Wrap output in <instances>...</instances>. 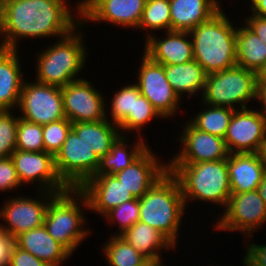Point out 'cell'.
Here are the masks:
<instances>
[{
  "instance_id": "cell-1",
  "label": "cell",
  "mask_w": 266,
  "mask_h": 266,
  "mask_svg": "<svg viewBox=\"0 0 266 266\" xmlns=\"http://www.w3.org/2000/svg\"><path fill=\"white\" fill-rule=\"evenodd\" d=\"M68 7L65 0H3L0 34L5 38L0 47L16 50V41L22 37L68 35L83 23L82 19L77 23Z\"/></svg>"
},
{
  "instance_id": "cell-2",
  "label": "cell",
  "mask_w": 266,
  "mask_h": 266,
  "mask_svg": "<svg viewBox=\"0 0 266 266\" xmlns=\"http://www.w3.org/2000/svg\"><path fill=\"white\" fill-rule=\"evenodd\" d=\"M236 32L221 9L189 31L193 57L207 74L236 66Z\"/></svg>"
},
{
  "instance_id": "cell-3",
  "label": "cell",
  "mask_w": 266,
  "mask_h": 266,
  "mask_svg": "<svg viewBox=\"0 0 266 266\" xmlns=\"http://www.w3.org/2000/svg\"><path fill=\"white\" fill-rule=\"evenodd\" d=\"M168 170L177 178L183 199L227 205L231 186L227 159L201 163H167Z\"/></svg>"
},
{
  "instance_id": "cell-4",
  "label": "cell",
  "mask_w": 266,
  "mask_h": 266,
  "mask_svg": "<svg viewBox=\"0 0 266 266\" xmlns=\"http://www.w3.org/2000/svg\"><path fill=\"white\" fill-rule=\"evenodd\" d=\"M139 221L164 234L174 245L185 201L177 178L168 170L139 198Z\"/></svg>"
},
{
  "instance_id": "cell-5",
  "label": "cell",
  "mask_w": 266,
  "mask_h": 266,
  "mask_svg": "<svg viewBox=\"0 0 266 266\" xmlns=\"http://www.w3.org/2000/svg\"><path fill=\"white\" fill-rule=\"evenodd\" d=\"M44 192V197L47 198L48 196V198L43 197L42 200L45 199L49 202L44 226L53 239L72 254L89 234L88 230L82 228L83 223H85V216L81 212L80 202H76L77 199H81V190L79 188H68L61 193ZM74 194L75 196H73Z\"/></svg>"
},
{
  "instance_id": "cell-6",
  "label": "cell",
  "mask_w": 266,
  "mask_h": 266,
  "mask_svg": "<svg viewBox=\"0 0 266 266\" xmlns=\"http://www.w3.org/2000/svg\"><path fill=\"white\" fill-rule=\"evenodd\" d=\"M81 36V33L78 34L73 29L68 35L60 38L61 41L38 55L37 82L62 88L68 83L80 80L75 76L79 75L78 72L86 60V48Z\"/></svg>"
},
{
  "instance_id": "cell-7",
  "label": "cell",
  "mask_w": 266,
  "mask_h": 266,
  "mask_svg": "<svg viewBox=\"0 0 266 266\" xmlns=\"http://www.w3.org/2000/svg\"><path fill=\"white\" fill-rule=\"evenodd\" d=\"M256 73L243 67L232 68L207 74L202 101L208 106L246 109L250 99L256 100ZM245 103V104H244Z\"/></svg>"
},
{
  "instance_id": "cell-8",
  "label": "cell",
  "mask_w": 266,
  "mask_h": 266,
  "mask_svg": "<svg viewBox=\"0 0 266 266\" xmlns=\"http://www.w3.org/2000/svg\"><path fill=\"white\" fill-rule=\"evenodd\" d=\"M54 158L57 174L68 188H80L96 174L100 164L94 151L72 128Z\"/></svg>"
},
{
  "instance_id": "cell-9",
  "label": "cell",
  "mask_w": 266,
  "mask_h": 266,
  "mask_svg": "<svg viewBox=\"0 0 266 266\" xmlns=\"http://www.w3.org/2000/svg\"><path fill=\"white\" fill-rule=\"evenodd\" d=\"M35 82H23L18 105L23 114L20 118L40 125L66 118L61 88Z\"/></svg>"
},
{
  "instance_id": "cell-10",
  "label": "cell",
  "mask_w": 266,
  "mask_h": 266,
  "mask_svg": "<svg viewBox=\"0 0 266 266\" xmlns=\"http://www.w3.org/2000/svg\"><path fill=\"white\" fill-rule=\"evenodd\" d=\"M224 140L230 154L259 152L266 140L265 112L236 109Z\"/></svg>"
},
{
  "instance_id": "cell-11",
  "label": "cell",
  "mask_w": 266,
  "mask_h": 266,
  "mask_svg": "<svg viewBox=\"0 0 266 266\" xmlns=\"http://www.w3.org/2000/svg\"><path fill=\"white\" fill-rule=\"evenodd\" d=\"M226 208L216 224L218 230H239L252 235V231H256L266 221V205L257 190L232 193Z\"/></svg>"
},
{
  "instance_id": "cell-12",
  "label": "cell",
  "mask_w": 266,
  "mask_h": 266,
  "mask_svg": "<svg viewBox=\"0 0 266 266\" xmlns=\"http://www.w3.org/2000/svg\"><path fill=\"white\" fill-rule=\"evenodd\" d=\"M61 93L63 111L65 117L71 123L95 122L107 119L106 105L102 94L85 79L68 83L61 88Z\"/></svg>"
},
{
  "instance_id": "cell-13",
  "label": "cell",
  "mask_w": 266,
  "mask_h": 266,
  "mask_svg": "<svg viewBox=\"0 0 266 266\" xmlns=\"http://www.w3.org/2000/svg\"><path fill=\"white\" fill-rule=\"evenodd\" d=\"M142 58V64L138 71L139 82L136 85L152 106L164 118H169L170 115L176 113L181 99L167 81L164 65L153 62L145 54Z\"/></svg>"
},
{
  "instance_id": "cell-14",
  "label": "cell",
  "mask_w": 266,
  "mask_h": 266,
  "mask_svg": "<svg viewBox=\"0 0 266 266\" xmlns=\"http://www.w3.org/2000/svg\"><path fill=\"white\" fill-rule=\"evenodd\" d=\"M20 183L38 181L47 192L61 193L68 187L59 178L55 158L45 151L30 152L15 150L11 154ZM47 189V190H46Z\"/></svg>"
},
{
  "instance_id": "cell-15",
  "label": "cell",
  "mask_w": 266,
  "mask_h": 266,
  "mask_svg": "<svg viewBox=\"0 0 266 266\" xmlns=\"http://www.w3.org/2000/svg\"><path fill=\"white\" fill-rule=\"evenodd\" d=\"M180 142L182 150L170 160V163L217 161L227 159L230 154L224 138L198 130L189 122L184 127Z\"/></svg>"
},
{
  "instance_id": "cell-16",
  "label": "cell",
  "mask_w": 266,
  "mask_h": 266,
  "mask_svg": "<svg viewBox=\"0 0 266 266\" xmlns=\"http://www.w3.org/2000/svg\"><path fill=\"white\" fill-rule=\"evenodd\" d=\"M84 206L101 214H106L120 204L135 199L115 175H94L80 188Z\"/></svg>"
},
{
  "instance_id": "cell-17",
  "label": "cell",
  "mask_w": 266,
  "mask_h": 266,
  "mask_svg": "<svg viewBox=\"0 0 266 266\" xmlns=\"http://www.w3.org/2000/svg\"><path fill=\"white\" fill-rule=\"evenodd\" d=\"M37 200L26 197L10 199L0 211V216L9 227L0 225V228L15 239L24 232L44 225L49 203Z\"/></svg>"
},
{
  "instance_id": "cell-18",
  "label": "cell",
  "mask_w": 266,
  "mask_h": 266,
  "mask_svg": "<svg viewBox=\"0 0 266 266\" xmlns=\"http://www.w3.org/2000/svg\"><path fill=\"white\" fill-rule=\"evenodd\" d=\"M168 171L149 148L130 166L114 174L135 198H141Z\"/></svg>"
},
{
  "instance_id": "cell-19",
  "label": "cell",
  "mask_w": 266,
  "mask_h": 266,
  "mask_svg": "<svg viewBox=\"0 0 266 266\" xmlns=\"http://www.w3.org/2000/svg\"><path fill=\"white\" fill-rule=\"evenodd\" d=\"M167 36L161 40L149 35L144 54L162 65L184 64L194 59L192 38L186 39L189 31H168Z\"/></svg>"
},
{
  "instance_id": "cell-20",
  "label": "cell",
  "mask_w": 266,
  "mask_h": 266,
  "mask_svg": "<svg viewBox=\"0 0 266 266\" xmlns=\"http://www.w3.org/2000/svg\"><path fill=\"white\" fill-rule=\"evenodd\" d=\"M227 166L234 194L257 190L266 174L259 152L229 154Z\"/></svg>"
},
{
  "instance_id": "cell-21",
  "label": "cell",
  "mask_w": 266,
  "mask_h": 266,
  "mask_svg": "<svg viewBox=\"0 0 266 266\" xmlns=\"http://www.w3.org/2000/svg\"><path fill=\"white\" fill-rule=\"evenodd\" d=\"M146 0H101L82 19L137 28ZM88 19V20H87Z\"/></svg>"
},
{
  "instance_id": "cell-22",
  "label": "cell",
  "mask_w": 266,
  "mask_h": 266,
  "mask_svg": "<svg viewBox=\"0 0 266 266\" xmlns=\"http://www.w3.org/2000/svg\"><path fill=\"white\" fill-rule=\"evenodd\" d=\"M15 244L48 266H59L71 253L53 239L44 225L24 232L15 238Z\"/></svg>"
},
{
  "instance_id": "cell-23",
  "label": "cell",
  "mask_w": 266,
  "mask_h": 266,
  "mask_svg": "<svg viewBox=\"0 0 266 266\" xmlns=\"http://www.w3.org/2000/svg\"><path fill=\"white\" fill-rule=\"evenodd\" d=\"M171 31H190L221 8L216 0H169Z\"/></svg>"
},
{
  "instance_id": "cell-24",
  "label": "cell",
  "mask_w": 266,
  "mask_h": 266,
  "mask_svg": "<svg viewBox=\"0 0 266 266\" xmlns=\"http://www.w3.org/2000/svg\"><path fill=\"white\" fill-rule=\"evenodd\" d=\"M17 52L18 49L0 47V110L19 105L24 79Z\"/></svg>"
},
{
  "instance_id": "cell-25",
  "label": "cell",
  "mask_w": 266,
  "mask_h": 266,
  "mask_svg": "<svg viewBox=\"0 0 266 266\" xmlns=\"http://www.w3.org/2000/svg\"><path fill=\"white\" fill-rule=\"evenodd\" d=\"M120 236L158 266H165L161 263V254H158V250L163 247L172 249L175 246L164 234L141 221L125 230Z\"/></svg>"
},
{
  "instance_id": "cell-26",
  "label": "cell",
  "mask_w": 266,
  "mask_h": 266,
  "mask_svg": "<svg viewBox=\"0 0 266 266\" xmlns=\"http://www.w3.org/2000/svg\"><path fill=\"white\" fill-rule=\"evenodd\" d=\"M72 129L97 155L99 159L105 156L112 144L121 135L116 131L119 127L108 119L95 122H75Z\"/></svg>"
},
{
  "instance_id": "cell-27",
  "label": "cell",
  "mask_w": 266,
  "mask_h": 266,
  "mask_svg": "<svg viewBox=\"0 0 266 266\" xmlns=\"http://www.w3.org/2000/svg\"><path fill=\"white\" fill-rule=\"evenodd\" d=\"M164 70L167 81L180 99L184 92L190 98L204 89L207 73L195 59L184 64L164 65Z\"/></svg>"
},
{
  "instance_id": "cell-28",
  "label": "cell",
  "mask_w": 266,
  "mask_h": 266,
  "mask_svg": "<svg viewBox=\"0 0 266 266\" xmlns=\"http://www.w3.org/2000/svg\"><path fill=\"white\" fill-rule=\"evenodd\" d=\"M266 63V44L247 25L236 32V65L255 73Z\"/></svg>"
},
{
  "instance_id": "cell-29",
  "label": "cell",
  "mask_w": 266,
  "mask_h": 266,
  "mask_svg": "<svg viewBox=\"0 0 266 266\" xmlns=\"http://www.w3.org/2000/svg\"><path fill=\"white\" fill-rule=\"evenodd\" d=\"M125 140L127 139H125L122 133L112 144L111 150L100 159V164L95 175H114L130 166L148 149V146L140 137L135 146L133 145V148H131V150H133L127 151V146L129 145L126 144ZM125 145L127 146L125 147Z\"/></svg>"
},
{
  "instance_id": "cell-30",
  "label": "cell",
  "mask_w": 266,
  "mask_h": 266,
  "mask_svg": "<svg viewBox=\"0 0 266 266\" xmlns=\"http://www.w3.org/2000/svg\"><path fill=\"white\" fill-rule=\"evenodd\" d=\"M235 110L229 107L210 105L189 123L198 130L224 138Z\"/></svg>"
},
{
  "instance_id": "cell-31",
  "label": "cell",
  "mask_w": 266,
  "mask_h": 266,
  "mask_svg": "<svg viewBox=\"0 0 266 266\" xmlns=\"http://www.w3.org/2000/svg\"><path fill=\"white\" fill-rule=\"evenodd\" d=\"M103 251L111 266H145L149 260L120 235L110 238Z\"/></svg>"
},
{
  "instance_id": "cell-32",
  "label": "cell",
  "mask_w": 266,
  "mask_h": 266,
  "mask_svg": "<svg viewBox=\"0 0 266 266\" xmlns=\"http://www.w3.org/2000/svg\"><path fill=\"white\" fill-rule=\"evenodd\" d=\"M138 28L159 30L166 28L171 31V16L169 0H146L143 15Z\"/></svg>"
},
{
  "instance_id": "cell-33",
  "label": "cell",
  "mask_w": 266,
  "mask_h": 266,
  "mask_svg": "<svg viewBox=\"0 0 266 266\" xmlns=\"http://www.w3.org/2000/svg\"><path fill=\"white\" fill-rule=\"evenodd\" d=\"M163 116L156 110L150 101L141 94L139 88L136 84H134V106L133 113H131L128 118L119 126L122 130L127 131L130 130H141L143 125L147 122L151 121L152 118Z\"/></svg>"
},
{
  "instance_id": "cell-34",
  "label": "cell",
  "mask_w": 266,
  "mask_h": 266,
  "mask_svg": "<svg viewBox=\"0 0 266 266\" xmlns=\"http://www.w3.org/2000/svg\"><path fill=\"white\" fill-rule=\"evenodd\" d=\"M43 125L19 118L16 149L21 151H44Z\"/></svg>"
},
{
  "instance_id": "cell-35",
  "label": "cell",
  "mask_w": 266,
  "mask_h": 266,
  "mask_svg": "<svg viewBox=\"0 0 266 266\" xmlns=\"http://www.w3.org/2000/svg\"><path fill=\"white\" fill-rule=\"evenodd\" d=\"M9 111L0 110V159L11 157L16 150L17 126L20 117L13 116Z\"/></svg>"
},
{
  "instance_id": "cell-36",
  "label": "cell",
  "mask_w": 266,
  "mask_h": 266,
  "mask_svg": "<svg viewBox=\"0 0 266 266\" xmlns=\"http://www.w3.org/2000/svg\"><path fill=\"white\" fill-rule=\"evenodd\" d=\"M71 128L72 123L67 118L43 125L44 151L55 157Z\"/></svg>"
},
{
  "instance_id": "cell-37",
  "label": "cell",
  "mask_w": 266,
  "mask_h": 266,
  "mask_svg": "<svg viewBox=\"0 0 266 266\" xmlns=\"http://www.w3.org/2000/svg\"><path fill=\"white\" fill-rule=\"evenodd\" d=\"M139 214V198H135L111 209L104 216L110 220L109 222H114L115 220L119 223L120 233H117V235H121L125 230L139 221Z\"/></svg>"
},
{
  "instance_id": "cell-38",
  "label": "cell",
  "mask_w": 266,
  "mask_h": 266,
  "mask_svg": "<svg viewBox=\"0 0 266 266\" xmlns=\"http://www.w3.org/2000/svg\"><path fill=\"white\" fill-rule=\"evenodd\" d=\"M134 106V84L123 87L113 97L111 116L113 123L118 127L133 113Z\"/></svg>"
},
{
  "instance_id": "cell-39",
  "label": "cell",
  "mask_w": 266,
  "mask_h": 266,
  "mask_svg": "<svg viewBox=\"0 0 266 266\" xmlns=\"http://www.w3.org/2000/svg\"><path fill=\"white\" fill-rule=\"evenodd\" d=\"M20 185L12 158L0 159V191L15 189Z\"/></svg>"
},
{
  "instance_id": "cell-40",
  "label": "cell",
  "mask_w": 266,
  "mask_h": 266,
  "mask_svg": "<svg viewBox=\"0 0 266 266\" xmlns=\"http://www.w3.org/2000/svg\"><path fill=\"white\" fill-rule=\"evenodd\" d=\"M9 266H48L42 260L36 258L34 255L30 254L19 248L16 244L14 246L12 257L9 262Z\"/></svg>"
},
{
  "instance_id": "cell-41",
  "label": "cell",
  "mask_w": 266,
  "mask_h": 266,
  "mask_svg": "<svg viewBox=\"0 0 266 266\" xmlns=\"http://www.w3.org/2000/svg\"><path fill=\"white\" fill-rule=\"evenodd\" d=\"M246 256H243L244 266H266V245L249 244Z\"/></svg>"
},
{
  "instance_id": "cell-42",
  "label": "cell",
  "mask_w": 266,
  "mask_h": 266,
  "mask_svg": "<svg viewBox=\"0 0 266 266\" xmlns=\"http://www.w3.org/2000/svg\"><path fill=\"white\" fill-rule=\"evenodd\" d=\"M15 239L0 228V266H9Z\"/></svg>"
},
{
  "instance_id": "cell-43",
  "label": "cell",
  "mask_w": 266,
  "mask_h": 266,
  "mask_svg": "<svg viewBox=\"0 0 266 266\" xmlns=\"http://www.w3.org/2000/svg\"><path fill=\"white\" fill-rule=\"evenodd\" d=\"M245 21L247 26L266 44V18L252 15Z\"/></svg>"
},
{
  "instance_id": "cell-44",
  "label": "cell",
  "mask_w": 266,
  "mask_h": 266,
  "mask_svg": "<svg viewBox=\"0 0 266 266\" xmlns=\"http://www.w3.org/2000/svg\"><path fill=\"white\" fill-rule=\"evenodd\" d=\"M99 1L101 0H82L77 4V10L81 18H83Z\"/></svg>"
},
{
  "instance_id": "cell-45",
  "label": "cell",
  "mask_w": 266,
  "mask_h": 266,
  "mask_svg": "<svg viewBox=\"0 0 266 266\" xmlns=\"http://www.w3.org/2000/svg\"><path fill=\"white\" fill-rule=\"evenodd\" d=\"M253 15L266 18V0H251Z\"/></svg>"
},
{
  "instance_id": "cell-46",
  "label": "cell",
  "mask_w": 266,
  "mask_h": 266,
  "mask_svg": "<svg viewBox=\"0 0 266 266\" xmlns=\"http://www.w3.org/2000/svg\"><path fill=\"white\" fill-rule=\"evenodd\" d=\"M263 104V110L266 111V83H256V100Z\"/></svg>"
},
{
  "instance_id": "cell-47",
  "label": "cell",
  "mask_w": 266,
  "mask_h": 266,
  "mask_svg": "<svg viewBox=\"0 0 266 266\" xmlns=\"http://www.w3.org/2000/svg\"><path fill=\"white\" fill-rule=\"evenodd\" d=\"M257 191L266 205V174L263 176L262 181L257 188Z\"/></svg>"
},
{
  "instance_id": "cell-48",
  "label": "cell",
  "mask_w": 266,
  "mask_h": 266,
  "mask_svg": "<svg viewBox=\"0 0 266 266\" xmlns=\"http://www.w3.org/2000/svg\"><path fill=\"white\" fill-rule=\"evenodd\" d=\"M256 83H266V63L256 72Z\"/></svg>"
},
{
  "instance_id": "cell-49",
  "label": "cell",
  "mask_w": 266,
  "mask_h": 266,
  "mask_svg": "<svg viewBox=\"0 0 266 266\" xmlns=\"http://www.w3.org/2000/svg\"><path fill=\"white\" fill-rule=\"evenodd\" d=\"M259 154L262 159V164L265 167V171H266V140L263 142L261 149L259 151Z\"/></svg>"
},
{
  "instance_id": "cell-50",
  "label": "cell",
  "mask_w": 266,
  "mask_h": 266,
  "mask_svg": "<svg viewBox=\"0 0 266 266\" xmlns=\"http://www.w3.org/2000/svg\"><path fill=\"white\" fill-rule=\"evenodd\" d=\"M145 266H158V265L149 261Z\"/></svg>"
}]
</instances>
